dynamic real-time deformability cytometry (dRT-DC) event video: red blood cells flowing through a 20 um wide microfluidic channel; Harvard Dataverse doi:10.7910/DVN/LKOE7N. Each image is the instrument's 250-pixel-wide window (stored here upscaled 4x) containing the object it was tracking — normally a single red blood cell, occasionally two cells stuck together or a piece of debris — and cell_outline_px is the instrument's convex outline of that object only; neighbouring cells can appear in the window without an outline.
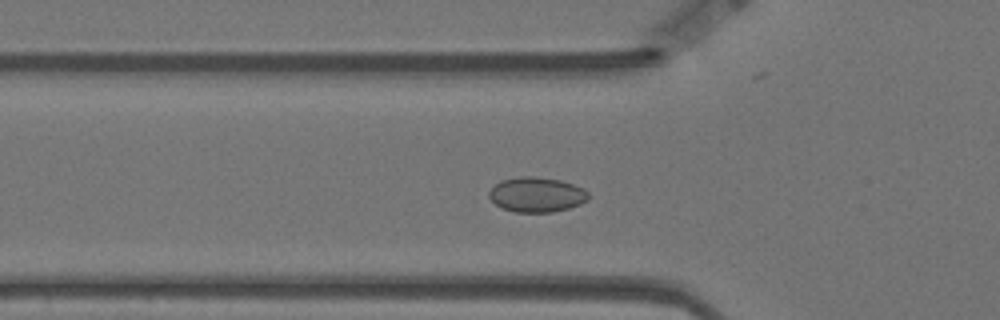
{"species": "Egyptian fruit bat (a non-hibernating species)", "species_latin": "Rousettus aegyptiacus", "temperature_condition": "warm", "stored_images_in_passage": 49, "camera_frame_rate_fps": 3000, "um_per_image_px": 0.085, "animal": {"sex": "female"}, "frame": {"image": 1, "passage_image": 11, "time_ms": 3.333, "image_size_px": [1000, 320], "cell_outline_px": [[588, 200], [580, 204], [568, 208], [552, 212], [516, 212], [504, 208], [496, 204], [488, 196], [488, 192], [500, 180], [520, 176], [536, 176], [560, 180], [584, 188], [588, 192]], "centroid_in_image_um": [45.62, 16.53], "position_along_channel_um": 80.2, "area_um2": 20.17}}
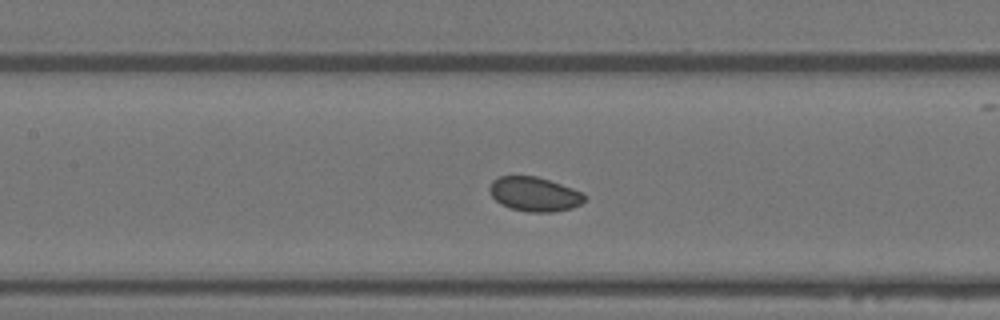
{"frame": {"image": 2, "passage_image": 18, "time_ms": 5.667, "image_size_px": [1000, 320], "cell_outline_px": [[584, 200], [580, 204], [572, 208], [552, 212], [528, 212], [512, 208], [500, 204], [492, 196], [488, 188], [492, 180], [500, 176], [536, 176], [584, 192]], "centroid_in_image_um": [45.41, 16.5], "position_along_channel_um": 162.0, "area_um2": 18.9}}
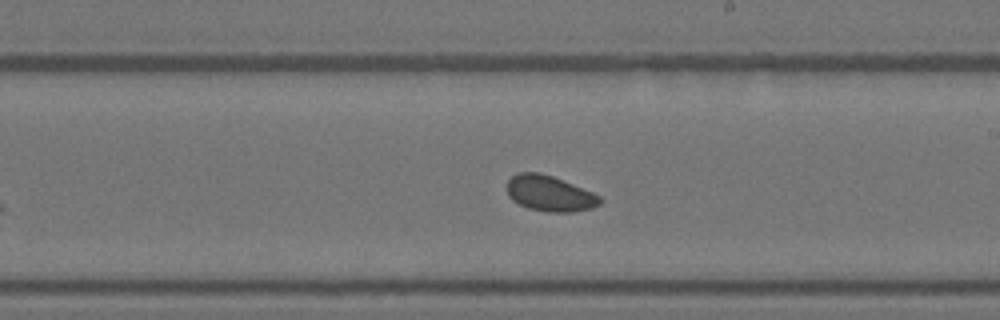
{"frame": {"image": 3, "passage_image": 25, "time_ms": 8.0, "image_size_px": [1000, 320], "cell_outline_px": [[604, 200], [600, 204], [592, 208], [572, 212], [548, 212], [528, 208], [512, 200], [508, 196], [508, 180], [512, 176], [520, 172], [540, 172], [552, 176], [592, 192], [600, 196]], "centroid_in_image_um": [46.74, 16.45], "position_along_channel_um": 242.3, "area_um2": 19.25}}